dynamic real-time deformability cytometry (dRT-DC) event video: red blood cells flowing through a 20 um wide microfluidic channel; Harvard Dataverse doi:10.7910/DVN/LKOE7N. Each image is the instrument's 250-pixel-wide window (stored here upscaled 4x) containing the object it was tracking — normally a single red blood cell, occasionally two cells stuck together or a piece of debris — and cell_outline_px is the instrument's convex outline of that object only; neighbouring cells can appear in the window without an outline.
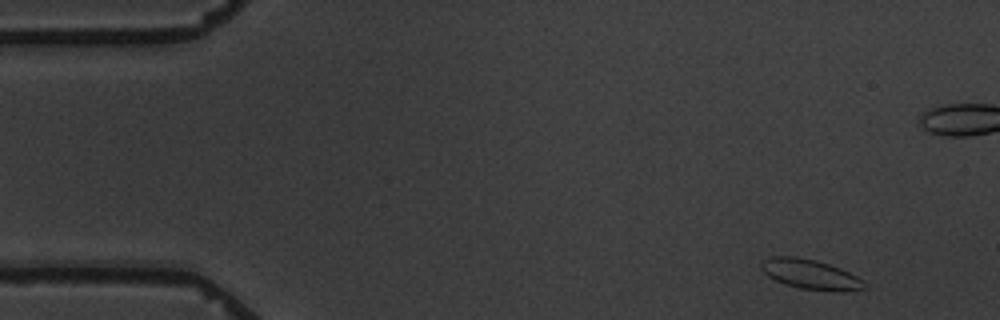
{"species": "common noctule bat (a hibernating species)", "species_latin": "Nyctalus noctula", "temperature_condition": "warm", "stored_images_in_passage": 6, "camera_frame_rate_fps": 3000, "um_per_image_px": 0.085, "animal": {"sex": "male", "body_mass_g": 19.5, "forearm_length_mm": 54.6}, "frame": {"image": 1, "passage_image": 6, "time_ms": 6.667, "image_size_px": [1000, 320], "cell_outline_px": [[868, 288], [840, 292], [800, 288], [776, 280], [768, 276], [760, 268], [760, 260], [772, 256], [796, 256], [816, 260], [840, 268], [864, 280]], "centroid_in_image_um": [68.89, 23.31], "position_along_channel_um": 16.1, "area_um2": 17.98}}